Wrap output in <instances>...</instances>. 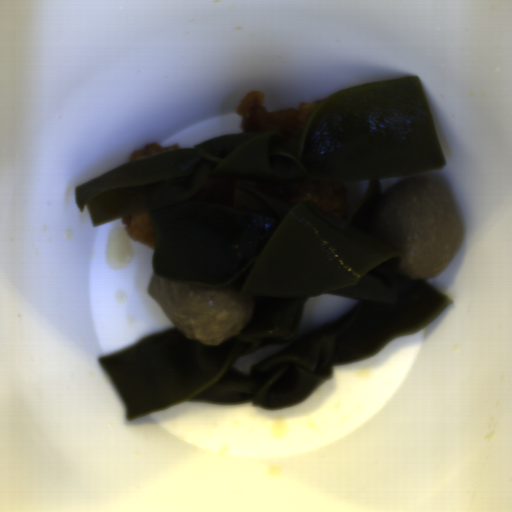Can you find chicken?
<instances>
[{
	"mask_svg": "<svg viewBox=\"0 0 512 512\" xmlns=\"http://www.w3.org/2000/svg\"><path fill=\"white\" fill-rule=\"evenodd\" d=\"M290 201L309 200L338 219L346 211V187L342 179L298 180L285 185Z\"/></svg>",
	"mask_w": 512,
	"mask_h": 512,
	"instance_id": "chicken-2",
	"label": "chicken"
},
{
	"mask_svg": "<svg viewBox=\"0 0 512 512\" xmlns=\"http://www.w3.org/2000/svg\"><path fill=\"white\" fill-rule=\"evenodd\" d=\"M264 98V91L253 89L241 98L236 112L241 116L242 134H263L305 128L314 106L322 101L301 102L297 109L291 106L266 112L263 107Z\"/></svg>",
	"mask_w": 512,
	"mask_h": 512,
	"instance_id": "chicken-1",
	"label": "chicken"
},
{
	"mask_svg": "<svg viewBox=\"0 0 512 512\" xmlns=\"http://www.w3.org/2000/svg\"><path fill=\"white\" fill-rule=\"evenodd\" d=\"M174 150H183V149H181L179 144H176V143L171 146H162L156 142H152L150 144L145 145L142 149L134 150L129 157V162H130V160H134V159H138V158H142V157H146V156H150V155H154V154H158V153H162V152H166V151H174Z\"/></svg>",
	"mask_w": 512,
	"mask_h": 512,
	"instance_id": "chicken-4",
	"label": "chicken"
},
{
	"mask_svg": "<svg viewBox=\"0 0 512 512\" xmlns=\"http://www.w3.org/2000/svg\"><path fill=\"white\" fill-rule=\"evenodd\" d=\"M120 220L130 239L140 241L155 252L154 230L148 212H138Z\"/></svg>",
	"mask_w": 512,
	"mask_h": 512,
	"instance_id": "chicken-3",
	"label": "chicken"
}]
</instances>
